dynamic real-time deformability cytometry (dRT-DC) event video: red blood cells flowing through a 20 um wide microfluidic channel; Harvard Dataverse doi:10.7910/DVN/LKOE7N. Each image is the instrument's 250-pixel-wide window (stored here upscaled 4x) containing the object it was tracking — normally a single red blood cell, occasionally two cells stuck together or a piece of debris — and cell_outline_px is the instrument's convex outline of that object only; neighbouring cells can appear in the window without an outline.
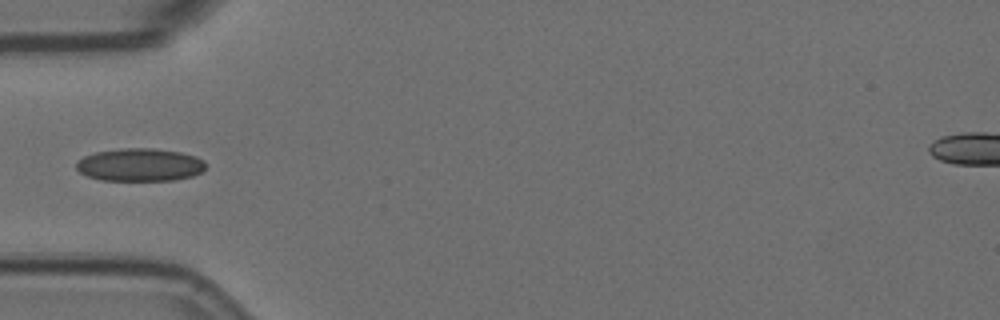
{"species": "Egyptian fruit bat (a non-hibernating species)", "species_latin": "Rousettus aegyptiacus", "temperature_condition": "room temperature", "stored_images_in_passage": 12, "camera_frame_rate_fps": 3000, "um_per_image_px": 0.085, "animal": {"sex": "female"}, "frame": {"image": 1, "passage_image": 2, "time_ms": 0.333, "image_size_px": [1000, 320], "cell_outline_px": [[208, 164], [200, 172], [192, 176], [176, 180], [100, 180], [88, 176], [80, 172], [76, 168], [76, 160], [84, 156], [96, 152], [120, 148], [152, 148], [180, 152], [196, 156], [204, 160]], "centroid_in_image_um": [11.89, 14.0], "position_along_channel_um": 73.1, "area_um2": 24.91}}
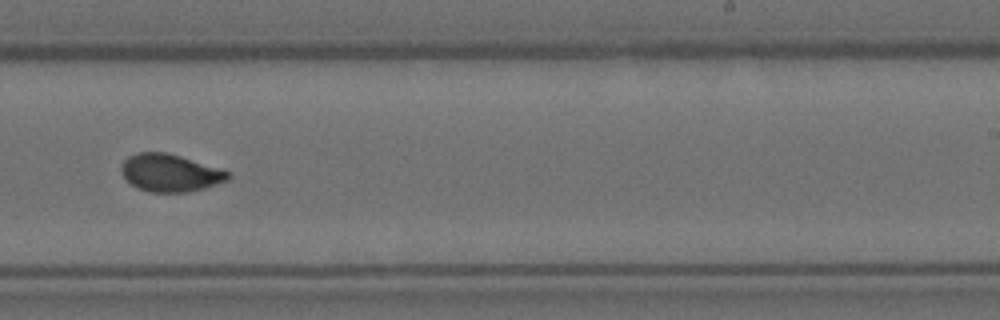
{"frame": {"image": 2, "passage_image": 7, "time_ms": 2.0, "image_size_px": [1000, 320], "cell_outline_px": [[232, 176], [228, 180], [204, 188], [188, 192], [148, 192], [136, 188], [120, 172], [120, 168], [124, 160], [128, 156], [140, 152], [164, 152], [180, 156], [220, 168], [228, 172]], "centroid_in_image_um": [14.45, 14.7], "position_along_channel_um": 274.6, "area_um2": 23.29}}
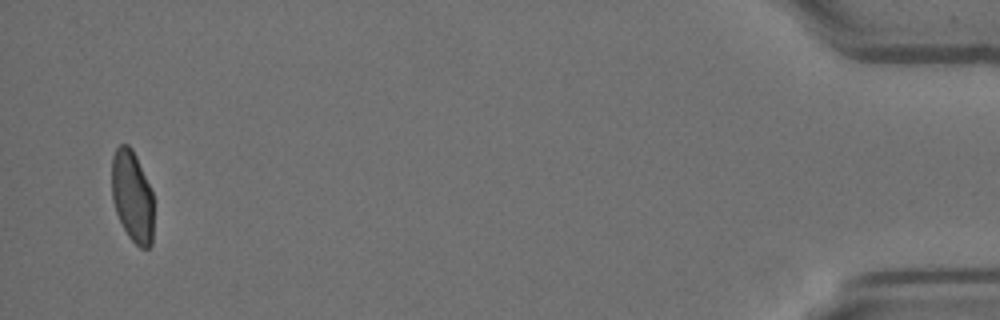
{"frame": {"image": 3, "passage_image": 12, "time_ms": 3.667, "image_size_px": [1000, 320], "cell_outline_px": [[152, 244], [148, 248], [140, 248], [128, 236], [116, 212], [112, 200], [112, 156], [116, 148], [120, 144], [128, 144], [132, 148], [136, 156], [152, 192]], "centroid_in_image_um": [11.22, 16.67], "position_along_channel_um": 424.0, "area_um2": 22.14}}